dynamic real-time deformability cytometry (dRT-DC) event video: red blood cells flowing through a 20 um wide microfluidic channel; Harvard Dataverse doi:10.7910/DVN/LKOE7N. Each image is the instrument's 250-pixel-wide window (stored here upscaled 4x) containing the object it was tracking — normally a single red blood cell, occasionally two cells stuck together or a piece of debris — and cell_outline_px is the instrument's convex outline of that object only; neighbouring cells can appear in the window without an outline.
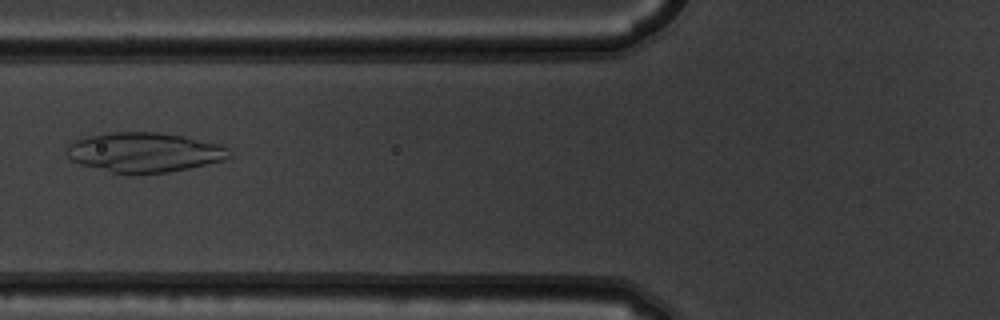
{"species": "common noctule bat (a hibernating species)", "species_latin": "Nyctalus noctula", "temperature_condition": "warm", "stored_images_in_passage": 5, "camera_frame_rate_fps": 3000, "um_per_image_px": 0.085, "animal": {"sex": "male", "body_mass_g": 19.5, "forearm_length_mm": 54.6}, "frame": {"image": 1, "passage_image": 5, "time_ms": 1.333, "image_size_px": [1000, 320], "cell_outline_px": [[232, 156], [224, 160], [188, 168], [168, 172], [112, 172], [80, 164], [72, 160], [68, 156], [68, 144], [76, 140], [88, 136], [112, 132], [156, 132], [184, 136], [220, 144], [228, 148]], "centroid_in_image_um": [12.3, 12.92], "position_along_channel_um": 113.5, "area_um2": 36.99}}